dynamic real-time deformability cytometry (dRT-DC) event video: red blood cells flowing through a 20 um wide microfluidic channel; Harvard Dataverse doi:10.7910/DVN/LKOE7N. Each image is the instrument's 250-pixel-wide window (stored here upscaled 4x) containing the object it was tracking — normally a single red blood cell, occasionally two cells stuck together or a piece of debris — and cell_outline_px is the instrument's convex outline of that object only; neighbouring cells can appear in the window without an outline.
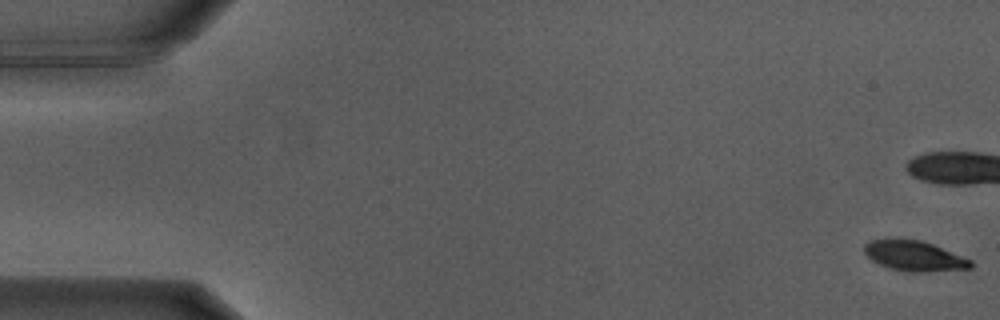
{"species": "Egyptian fruit bat (a non-hibernating species)", "species_latin": "Rousettus aegyptiacus", "temperature_condition": "warm", "stored_images_in_passage": 56, "camera_frame_rate_fps": 3000, "um_per_image_px": 0.085, "animal": {"sex": "male"}, "frame": {"image": 1, "passage_image": 1, "time_ms": 0.0, "image_size_px": [1000, 320], "cell_outline_px": [[972, 268], [920, 272], [904, 272], [888, 268], [872, 260], [864, 252], [864, 244], [872, 240], [920, 240], [932, 244], [972, 260]], "centroid_in_image_um": [77.72, 21.78], "position_along_channel_um": 7.3, "area_um2": 18.38}, "authors_computed_cell_mechanics": {"area_um2": 21.6461, "velocity_mm_per_s": 3.8015, "shape_relaxation_time_tau1_ms": 1.7905, "shape_relaxation_time_tau2_ms": null, "deformation_change_tau1": 0.1646, "deformation_change_tau2": null}}